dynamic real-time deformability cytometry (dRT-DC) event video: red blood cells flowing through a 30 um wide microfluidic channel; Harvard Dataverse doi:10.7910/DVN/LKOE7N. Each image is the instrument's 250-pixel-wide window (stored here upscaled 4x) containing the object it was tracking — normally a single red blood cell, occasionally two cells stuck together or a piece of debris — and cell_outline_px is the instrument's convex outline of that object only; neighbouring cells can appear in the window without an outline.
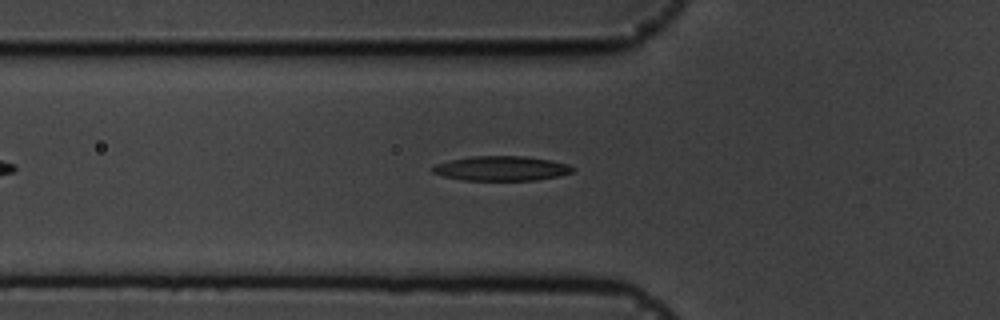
{"species": "common noctule bat (a hibernating species)", "species_latin": "Nyctalus noctula", "temperature_condition": "cold", "stored_images_in_passage": 41, "camera_frame_rate_fps": 3000, "um_per_image_px": 0.085, "animal": {"sex": "male", "body_mass_g": 19.5, "forearm_length_mm": 54.6}, "frame": {"image": 1, "passage_image": 10, "time_ms": 3.0, "image_size_px": [1000, 320], "cell_outline_px": [[576, 168], [572, 172], [556, 176], [536, 180], [464, 180], [444, 176], [432, 172], [432, 168], [436, 164], [452, 160], [472, 156], [524, 156], [552, 160], [568, 164]], "centroid_in_image_um": [42.65, 14.31], "position_along_channel_um": 83.1, "area_um2": 19.94}}
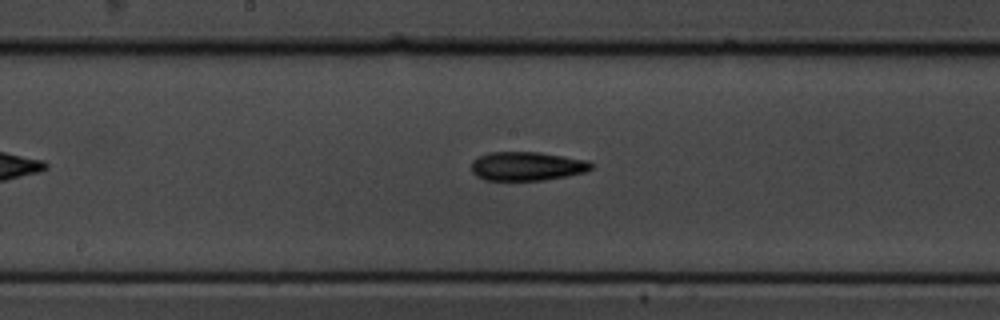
{"frame": {"image": 2, "passage_image": 20, "time_ms": 6.333, "image_size_px": [1000, 320], "cell_outline_px": [[592, 168], [584, 172], [568, 176], [544, 180], [484, 180], [476, 176], [472, 172], [472, 160], [488, 152], [540, 152], [588, 160], [592, 164]], "centroid_in_image_um": [44.78, 14.12], "position_along_channel_um": 203.4, "area_um2": 20.23}}
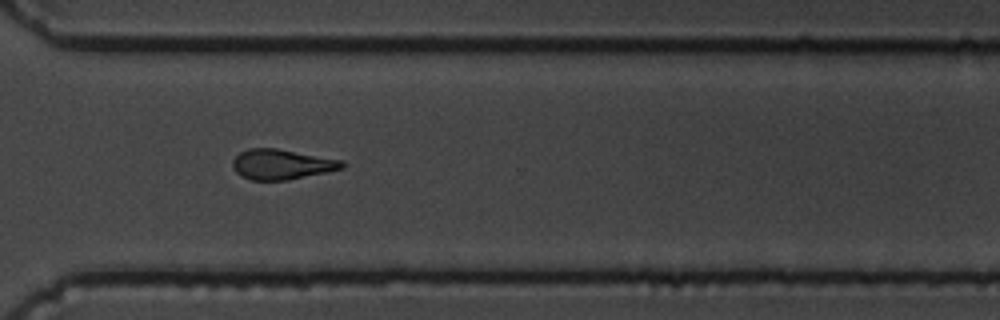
{"frame": {"image": 3, "passage_image": 32, "time_ms": 10.333, "image_size_px": [1000, 320], "cell_outline_px": [[348, 164], [344, 168], [288, 180], [252, 180], [240, 176], [232, 168], [232, 160], [240, 152], [248, 148], [276, 148], [344, 160]], "centroid_in_image_um": [23.95, 13.96], "position_along_channel_um": 346.6, "area_um2": 19.42}}